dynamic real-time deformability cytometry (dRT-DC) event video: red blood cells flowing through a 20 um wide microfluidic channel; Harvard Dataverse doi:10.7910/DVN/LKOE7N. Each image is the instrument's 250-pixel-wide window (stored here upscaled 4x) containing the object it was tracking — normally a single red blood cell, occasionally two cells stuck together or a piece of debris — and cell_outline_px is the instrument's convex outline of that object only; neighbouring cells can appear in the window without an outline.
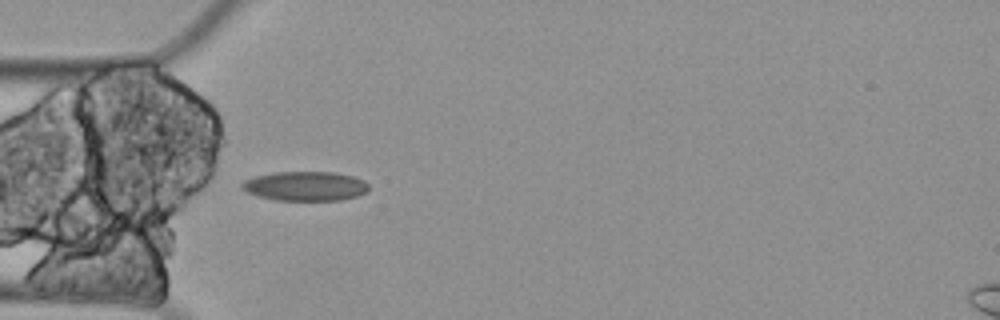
{"species": "Egyptian fruit bat (a non-hibernating species)", "species_latin": "Rousettus aegyptiacus", "temperature_condition": "cold", "stored_images_in_passage": 1, "camera_frame_rate_fps": 3000, "um_per_image_px": 0.085, "animal": {"sex": "female"}, "frame": {"image": 1, "passage_image": 1, "time_ms": 0.0, "image_size_px": [1000, 320], "cell_outline_px": [[368, 192], [356, 196], [340, 200], [272, 200], [256, 196], [244, 192], [240, 188], [240, 184], [244, 180], [256, 176], [276, 172], [336, 172], [352, 176], [364, 180], [368, 184]], "centroid_in_image_um": [25.91, 15.82], "position_along_channel_um": 59.1, "area_um2": 21.96}}